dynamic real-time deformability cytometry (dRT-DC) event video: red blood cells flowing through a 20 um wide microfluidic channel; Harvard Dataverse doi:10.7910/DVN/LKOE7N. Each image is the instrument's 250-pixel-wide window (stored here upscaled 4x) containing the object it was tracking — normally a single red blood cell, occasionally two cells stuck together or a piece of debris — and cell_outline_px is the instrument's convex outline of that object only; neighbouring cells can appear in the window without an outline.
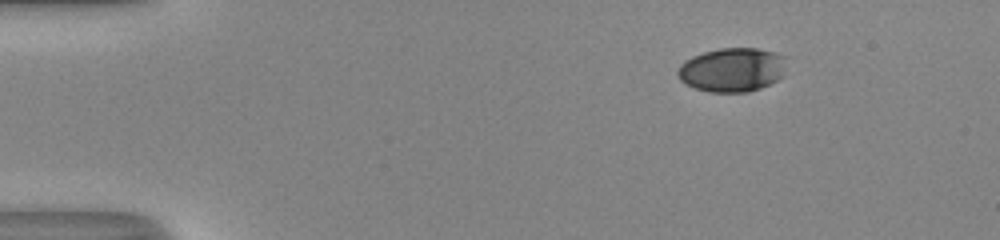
{"species": "human", "species_latin": "Homo sapiens", "temperature_condition": "room temperature", "stored_images_in_passage": 45, "camera_frame_rate_fps": 3000, "um_per_image_px": 0.085, "donor": {"sex": "male"}, "frame": {"image": 1, "passage_image": 1, "time_ms": 0.0, "image_size_px": [1000, 240], "cell_outline_px": [[788, 56], [784, 76], [760, 88], [748, 92], [708, 92], [684, 84], [680, 80], [676, 72], [680, 64], [684, 60], [692, 56], [704, 52], [720, 48], [756, 48], [776, 52]], "centroid_in_image_um": [62.26, 5.92], "position_along_channel_um": 22.7, "area_um2": 28.38}}
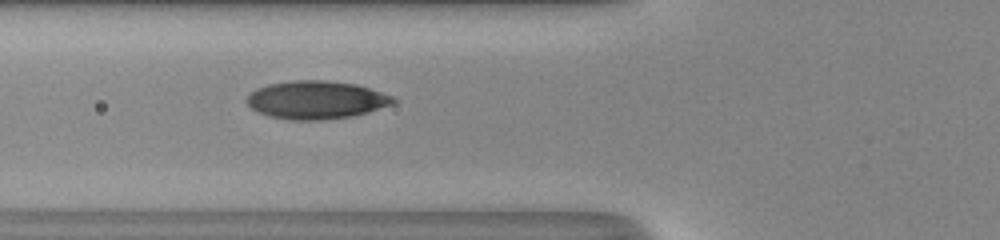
{"frame": {"image": 2, "passage_image": 14, "time_ms": 4.333, "image_size_px": [1000, 240], "cell_outline_px": [[400, 100], [392, 104], [368, 112], [352, 116], [320, 120], [288, 120], [268, 116], [252, 108], [244, 100], [256, 88], [268, 84], [292, 80], [324, 80], [356, 84], [392, 96]], "centroid_in_image_um": [26.87, 8.49], "position_along_channel_um": 98.9, "area_um2": 32.48}}
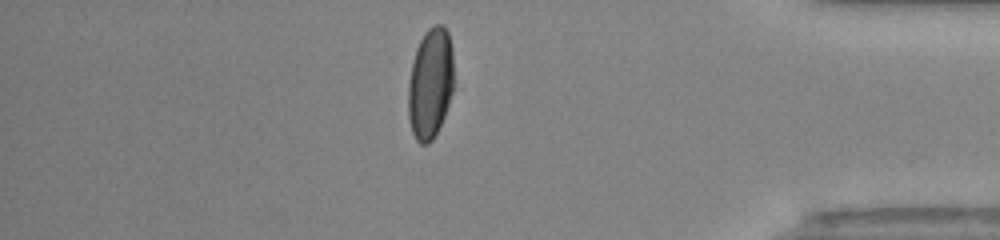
{"frame": {"image": 3, "passage_image": 38, "time_ms": 12.333, "image_size_px": [1000, 240], "cell_outline_px": [[452, 92], [444, 116], [432, 140], [428, 144], [420, 144], [416, 140], [412, 132], [408, 116], [408, 80], [412, 60], [416, 48], [424, 32], [428, 28], [436, 24], [444, 24], [448, 32], [452, 48]], "centroid_in_image_um": [36.55, 7.06], "position_along_channel_um": 398.6, "area_um2": 29.54}, "authors_computed_cell_mechanics": {"area_um2": 31.0386, "velocity_mm_per_s": 4.1337, "shape_relaxation_time_tau1_ms": 5.5614, "shape_relaxation_time_tau2_ms": 0.7253, "deformation_change_tau1": 0.1931, "deformation_change_tau2": 0.0585}}